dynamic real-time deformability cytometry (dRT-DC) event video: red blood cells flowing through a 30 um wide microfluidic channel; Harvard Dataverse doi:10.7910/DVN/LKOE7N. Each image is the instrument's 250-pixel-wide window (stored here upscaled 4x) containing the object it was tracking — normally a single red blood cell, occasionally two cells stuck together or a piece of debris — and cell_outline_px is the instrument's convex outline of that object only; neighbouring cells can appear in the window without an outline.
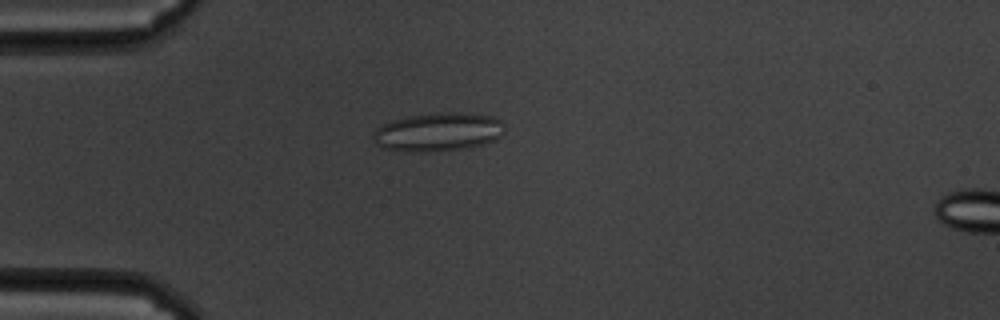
{"species": "common noctule bat (a hibernating species)", "species_latin": "Nyctalus noctula", "temperature_condition": "cold", "stored_images_in_passage": 52, "camera_frame_rate_fps": 3000, "um_per_image_px": 0.085, "animal": {"sex": "male", "body_mass_g": 19.5, "forearm_length_mm": 54.6}, "frame": {"image": 1, "passage_image": 9, "time_ms": 2.667, "image_size_px": [1000, 320], "cell_outline_px": [[504, 132], [496, 140], [484, 144], [464, 148], [424, 152], [408, 152], [384, 148], [376, 144], [372, 140], [372, 136], [376, 128], [392, 120], [408, 116], [444, 112], [468, 112], [492, 116], [500, 120], [504, 124]], "centroid_in_image_um": [37.25, 11.21], "position_along_channel_um": 47.8, "area_um2": 29.77}}
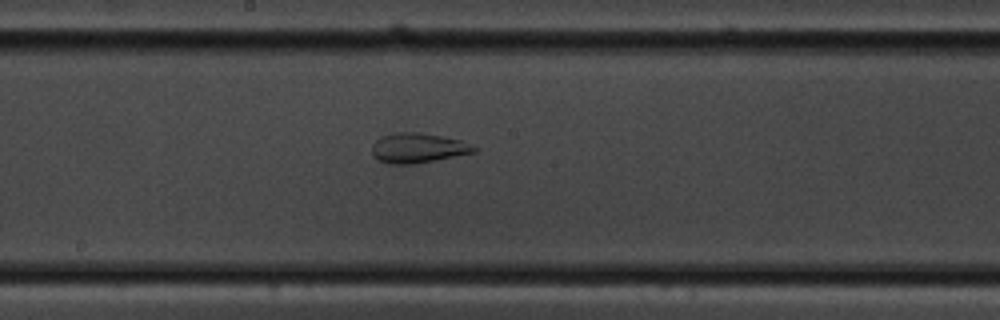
{"frame": {"image": 2, "passage_image": 25, "time_ms": 8.0, "image_size_px": [1000, 320], "cell_outline_px": [[476, 152], [416, 164], [388, 164], [372, 156], [372, 144], [380, 136], [396, 132], [420, 132], [444, 136], [460, 140], [476, 148]], "centroid_in_image_um": [35.48, 12.58], "position_along_channel_um": 212.7, "area_um2": 17.86}}
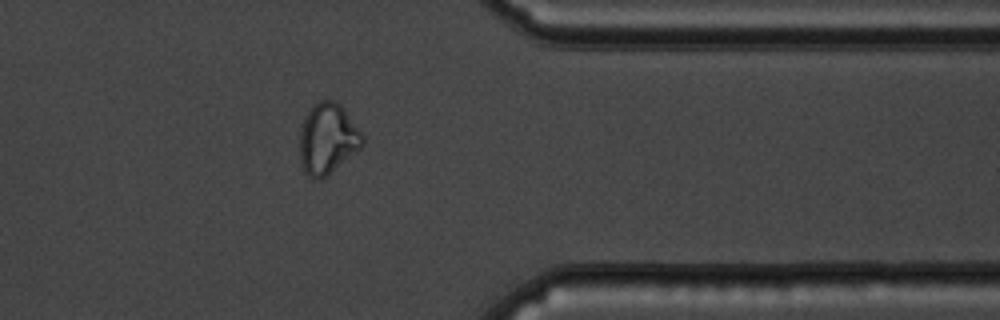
{"frame": {"image": 3, "passage_image": 41, "time_ms": 13.333, "image_size_px": [1000, 320], "cell_outline_px": [[364, 144], [360, 148], [328, 176], [320, 180], [312, 180], [304, 172], [300, 164], [300, 128], [308, 112], [320, 100], [336, 100], [344, 108], [364, 136]], "centroid_in_image_um": [27.84, 11.83], "position_along_channel_um": 383.6, "area_um2": 26.07}, "authors_computed_cell_mechanics": {"area_um2": 25.432, "velocity_mm_per_s": 3.3858, "shape_relaxation_time_tau1_ms": null, "shape_relaxation_time_tau2_ms": 1.883, "deformation_change_tau1": null, "deformation_change_tau2": 0.077}}